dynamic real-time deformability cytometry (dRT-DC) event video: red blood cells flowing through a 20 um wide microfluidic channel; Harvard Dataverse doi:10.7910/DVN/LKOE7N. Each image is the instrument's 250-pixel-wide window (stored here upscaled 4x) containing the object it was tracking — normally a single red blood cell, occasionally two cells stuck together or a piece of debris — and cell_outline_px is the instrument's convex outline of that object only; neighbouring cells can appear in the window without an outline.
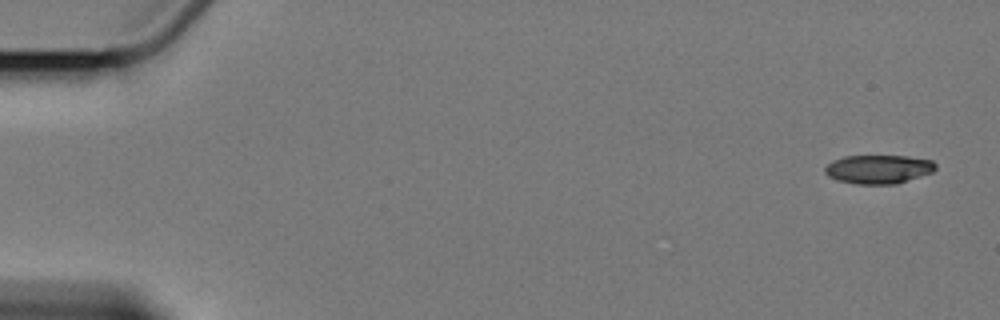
{"species": "Egyptian fruit bat (a non-hibernating species)", "species_latin": "Rousettus aegyptiacus", "temperature_condition": "cold", "stored_images_in_passage": 4, "camera_frame_rate_fps": 3000, "um_per_image_px": 0.085, "animal": {"sex": "female"}, "frame": {"image": 1, "passage_image": 1, "time_ms": 0.0, "image_size_px": [1000, 320], "cell_outline_px": [[936, 168], [932, 172], [896, 184], [856, 184], [836, 180], [828, 176], [824, 172], [824, 168], [832, 160], [844, 156], [908, 156], [932, 160], [936, 164]], "centroid_in_image_um": [74.65, 14.38], "position_along_channel_um": 10.4, "area_um2": 18.61}}